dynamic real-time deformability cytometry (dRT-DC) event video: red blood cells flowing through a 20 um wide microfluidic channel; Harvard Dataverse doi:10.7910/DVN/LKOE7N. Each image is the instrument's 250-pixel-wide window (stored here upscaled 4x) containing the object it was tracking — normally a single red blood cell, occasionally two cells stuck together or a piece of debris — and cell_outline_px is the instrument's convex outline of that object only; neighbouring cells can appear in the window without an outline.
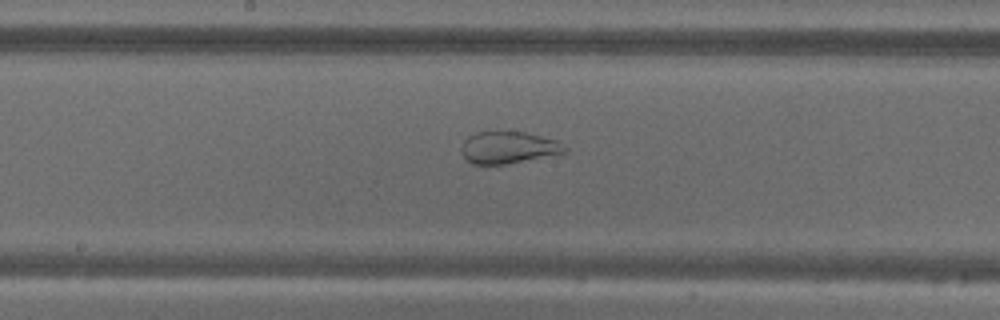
{"species": "common noctule bat (a hibernating species)", "species_latin": "Nyctalus noctula", "temperature_condition": "warm", "stored_images_in_passage": 55, "camera_frame_rate_fps": 3000, "um_per_image_px": 0.085, "animal": {"sex": "male", "body_mass_g": 18.8}, "frame": {"image": 1, "passage_image": 29, "time_ms": 9.333, "image_size_px": [1000, 320], "cell_outline_px": [[568, 152], [504, 164], [472, 164], [464, 156], [460, 148], [464, 140], [468, 136], [476, 132], [524, 132], [556, 140], [568, 148]], "centroid_in_image_um": [43.2, 12.54], "position_along_channel_um": 205.0, "area_um2": 19.02}}
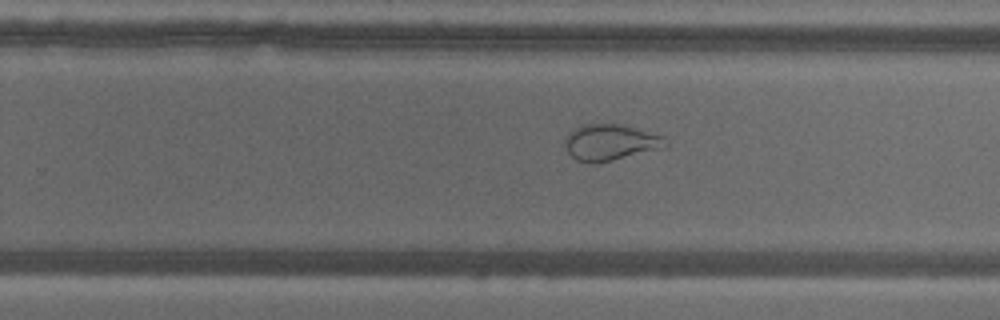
{"frame": {"image": 2, "passage_image": 35, "time_ms": 11.333, "image_size_px": [1000, 320], "cell_outline_px": [[668, 144], [664, 148], [600, 164], [592, 164], [576, 160], [568, 152], [564, 144], [564, 136], [572, 128], [580, 124], [620, 124], [636, 128], [664, 136], [668, 140]], "centroid_in_image_um": [51.86, 12.11], "position_along_channel_um": 277.9, "area_um2": 21.85}}
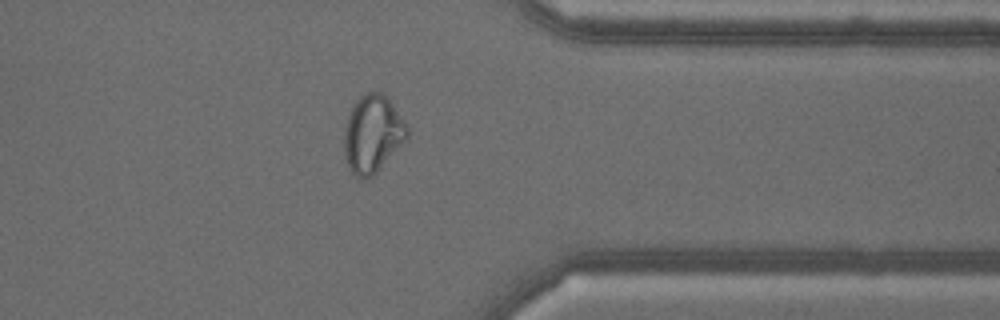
{"frame": {"image": 3, "passage_image": 44, "time_ms": 14.333, "image_size_px": [1000, 320], "cell_outline_px": [[408, 136], [376, 172], [372, 176], [360, 180], [352, 176], [344, 156], [344, 132], [348, 116], [356, 100], [360, 96], [368, 92], [380, 92], [388, 96], [408, 128]], "centroid_in_image_um": [31.64, 11.39], "position_along_channel_um": 379.8, "area_um2": 28.26}}